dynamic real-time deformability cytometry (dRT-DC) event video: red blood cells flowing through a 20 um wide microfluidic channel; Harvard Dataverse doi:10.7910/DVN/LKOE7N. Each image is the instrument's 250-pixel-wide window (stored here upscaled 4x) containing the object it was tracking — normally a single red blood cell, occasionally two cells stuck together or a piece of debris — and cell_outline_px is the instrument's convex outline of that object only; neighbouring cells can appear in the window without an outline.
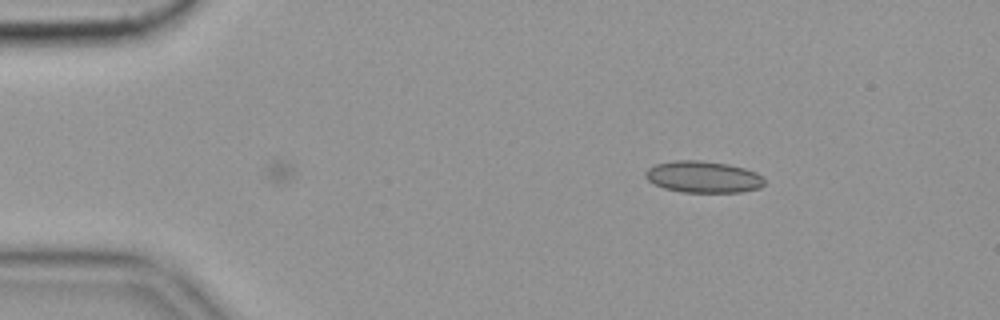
{"species": "common noctule bat (a hibernating species)", "species_latin": "Nyctalus noctula", "temperature_condition": "cold", "stored_images_in_passage": 50, "camera_frame_rate_fps": 3000, "um_per_image_px": 0.085, "animal": {"sex": "female", "body_mass_g": 19.9}, "frame": {"image": 1, "passage_image": 1, "time_ms": 0.0, "image_size_px": [1000, 320], "cell_outline_px": [[764, 184], [760, 188], [740, 192], [680, 192], [664, 188], [648, 180], [644, 176], [644, 172], [648, 168], [656, 164], [676, 160], [700, 160], [728, 164], [744, 168], [756, 172], [764, 180]], "centroid_in_image_um": [59.76, 15.03], "position_along_channel_um": 25.2, "area_um2": 21.91}}
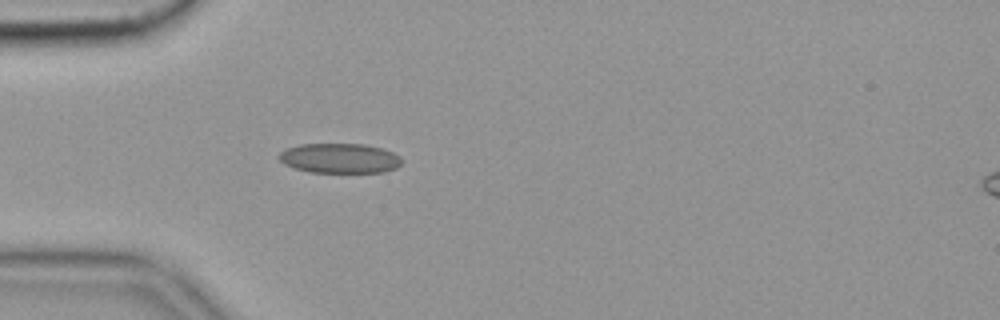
{"frame": {"image": 2, "passage_image": 9, "time_ms": 2.667, "image_size_px": [1000, 320], "cell_outline_px": [[400, 164], [396, 168], [384, 172], [308, 172], [284, 164], [276, 156], [284, 148], [300, 144], [364, 144], [380, 148], [392, 152], [400, 156]], "centroid_in_image_um": [28.82, 13.45], "position_along_channel_um": 56.2, "area_um2": 21.33}}